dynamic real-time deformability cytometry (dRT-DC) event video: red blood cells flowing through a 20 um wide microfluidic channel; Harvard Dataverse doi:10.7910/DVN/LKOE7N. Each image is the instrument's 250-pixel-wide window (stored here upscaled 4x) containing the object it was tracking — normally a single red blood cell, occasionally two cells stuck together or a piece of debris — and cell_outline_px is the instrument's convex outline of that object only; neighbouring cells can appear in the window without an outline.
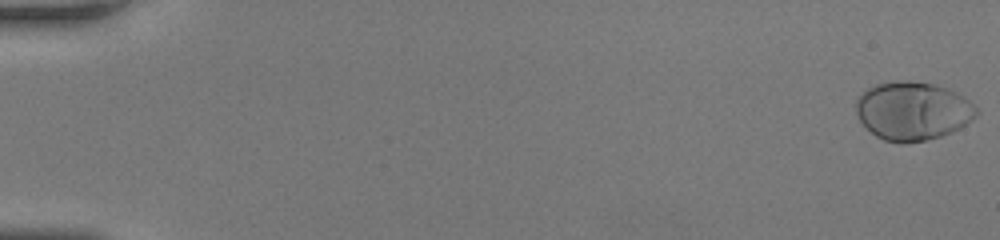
{"species": "human", "species_latin": "Homo sapiens", "temperature_condition": "room temperature", "stored_images_in_passage": 52, "camera_frame_rate_fps": 3000, "um_per_image_px": 0.085, "donor": {"sex": "female"}, "frame": {"image": 1, "passage_image": 1, "time_ms": 0.0, "image_size_px": [1000, 240], "cell_outline_px": [[980, 112], [976, 116], [960, 128], [952, 132], [940, 136], [924, 140], [904, 144], [884, 140], [876, 136], [860, 120], [856, 112], [856, 100], [868, 88], [876, 84], [900, 80], [908, 80], [932, 84], [948, 88], [964, 96]], "centroid_in_image_um": [77.59, 9.43], "position_along_channel_um": 7.4, "area_um2": 40.86}}
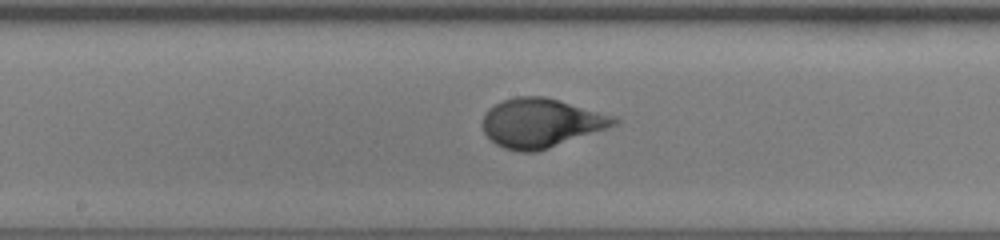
{"frame": {"image": 2, "passage_image": 29, "time_ms": 9.333, "image_size_px": [1000, 240], "cell_outline_px": [[620, 120], [616, 124], [548, 148], [536, 152], [520, 152], [504, 148], [496, 144], [484, 132], [480, 124], [484, 112], [488, 108], [504, 100], [516, 96], [544, 96], [612, 116]], "centroid_in_image_um": [45.88, 10.45], "position_along_channel_um": 202.3, "area_um2": 36.93}}
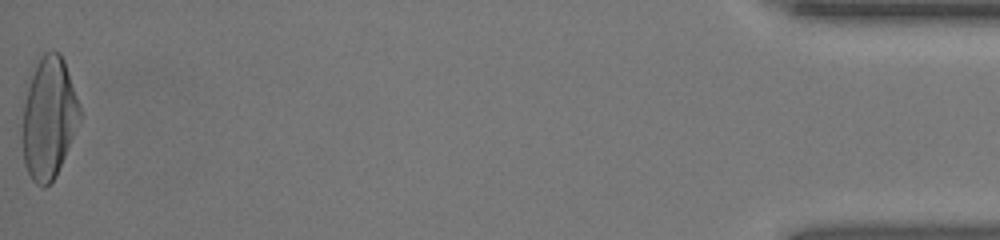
{"frame": {"image": 3, "passage_image": 52, "time_ms": 17.0, "image_size_px": [1000, 240], "cell_outline_px": [[80, 120], [56, 176], [44, 188], [36, 184], [32, 180], [24, 164], [20, 132], [24, 104], [28, 88], [36, 64], [40, 56], [44, 52], [60, 52], [64, 60], [80, 104]], "centroid_in_image_um": [4.13, 10.05], "position_along_channel_um": 431.1, "area_um2": 40.69}, "authors_computed_cell_mechanics": {"area_um2": 37.4255, "velocity_mm_per_s": 4.1873, "shape_relaxation_time_tau1_ms": 3.1593, "shape_relaxation_time_tau2_ms": null, "deformation_change_tau1": 0.2071, "deformation_change_tau2": null}}